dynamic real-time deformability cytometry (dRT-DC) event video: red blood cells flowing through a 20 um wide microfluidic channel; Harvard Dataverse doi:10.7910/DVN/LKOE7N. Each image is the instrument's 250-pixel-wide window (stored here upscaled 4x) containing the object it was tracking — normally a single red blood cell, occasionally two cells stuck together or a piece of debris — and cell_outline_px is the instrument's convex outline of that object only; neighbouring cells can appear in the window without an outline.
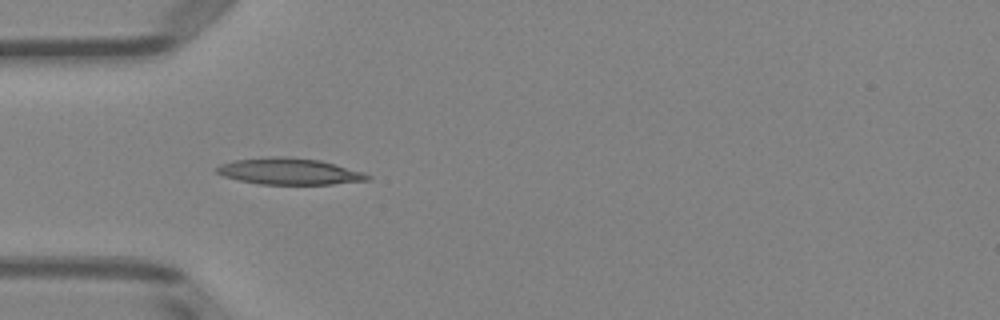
{"species": "Egyptian fruit bat (a non-hibernating species)", "species_latin": "Rousettus aegyptiacus", "temperature_condition": "room temperature", "stored_images_in_passage": 6, "camera_frame_rate_fps": 3000, "um_per_image_px": 0.085, "animal": {"sex": "female"}, "frame": {"image": 1, "passage_image": 5, "time_ms": 4.667, "image_size_px": [1000, 320], "cell_outline_px": [[372, 176], [368, 180], [332, 184], [260, 184], [240, 180], [224, 176], [216, 172], [212, 168], [220, 164], [236, 160], [272, 156], [284, 156], [320, 160], [364, 172]], "centroid_in_image_um": [24.58, 14.56], "position_along_channel_um": 60.4, "area_um2": 23.18}}
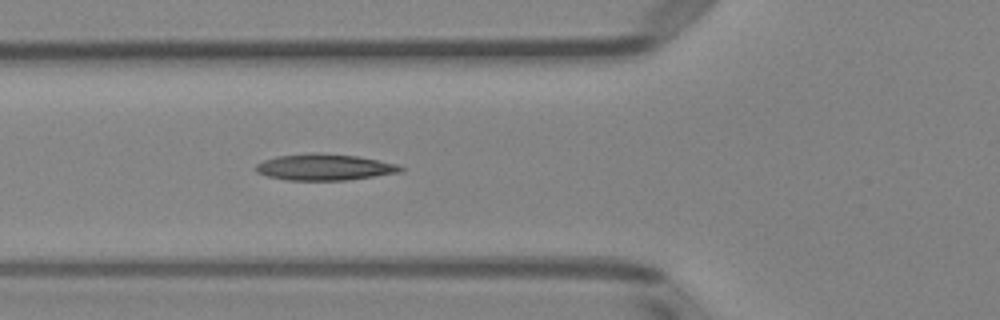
{"frame": {"image": 2, "passage_image": 6, "time_ms": 5.667, "image_size_px": [1000, 320], "cell_outline_px": [[404, 172], [348, 180], [288, 180], [268, 176], [256, 172], [256, 164], [264, 160], [276, 156], [312, 152], [316, 152], [356, 156], [396, 164], [404, 168]], "centroid_in_image_um": [27.58, 14.21], "position_along_channel_um": 98.2, "area_um2": 22.2}}